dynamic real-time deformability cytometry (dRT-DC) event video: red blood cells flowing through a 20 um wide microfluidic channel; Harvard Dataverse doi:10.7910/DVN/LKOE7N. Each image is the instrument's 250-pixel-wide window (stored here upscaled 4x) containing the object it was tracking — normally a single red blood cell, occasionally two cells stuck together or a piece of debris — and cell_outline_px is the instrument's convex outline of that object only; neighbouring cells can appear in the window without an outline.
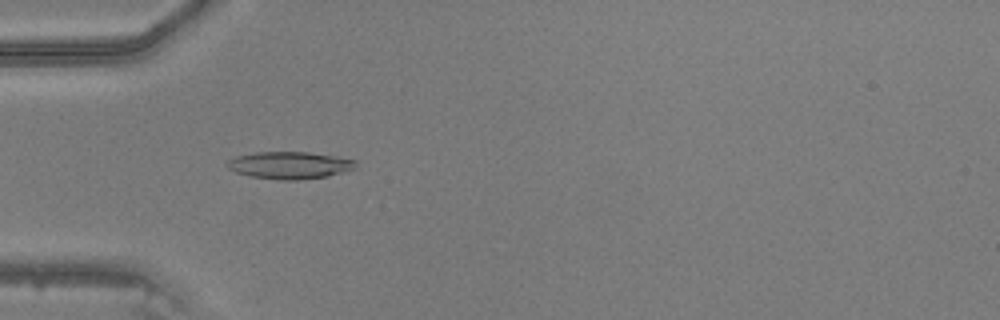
{"species": "common noctule bat (a hibernating species)", "species_latin": "Nyctalus noctula", "temperature_condition": "warm", "stored_images_in_passage": 25, "camera_frame_rate_fps": 3000, "um_per_image_px": 0.085, "animal": {"sex": "male", "body_mass_g": 20.5, "forearm_length_mm": 52.5}, "frame": {"image": 1, "passage_image": 10, "time_ms": 3.0, "image_size_px": [1000, 320], "cell_outline_px": [[356, 168], [344, 172], [328, 176], [296, 180], [280, 180], [252, 176], [236, 172], [228, 168], [224, 164], [228, 160], [236, 156], [256, 152], [308, 152], [336, 156], [356, 160]], "centroid_in_image_um": [24.63, 14.04], "position_along_channel_um": 60.4, "area_um2": 20.4}}
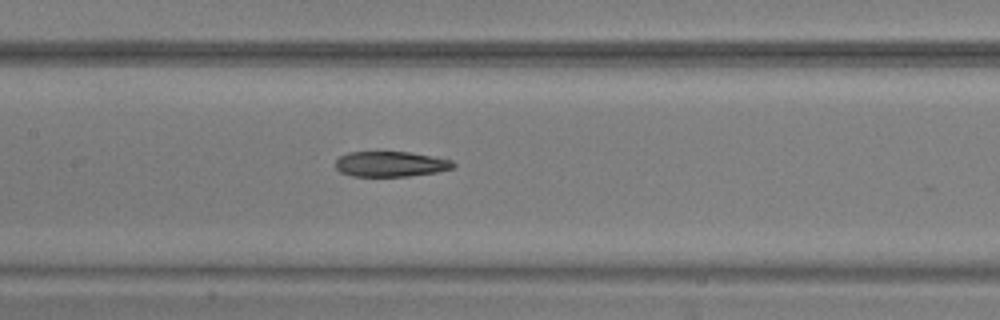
{"frame": {"image": 2, "passage_image": 18, "time_ms": 5.667, "image_size_px": [1000, 320], "cell_outline_px": [[456, 164], [452, 168], [436, 172], [408, 176], [352, 176], [340, 172], [336, 168], [336, 160], [340, 156], [348, 152], [408, 152], [452, 160]], "centroid_in_image_um": [33.18, 13.94], "position_along_channel_um": 174.2, "area_um2": 17.22}}
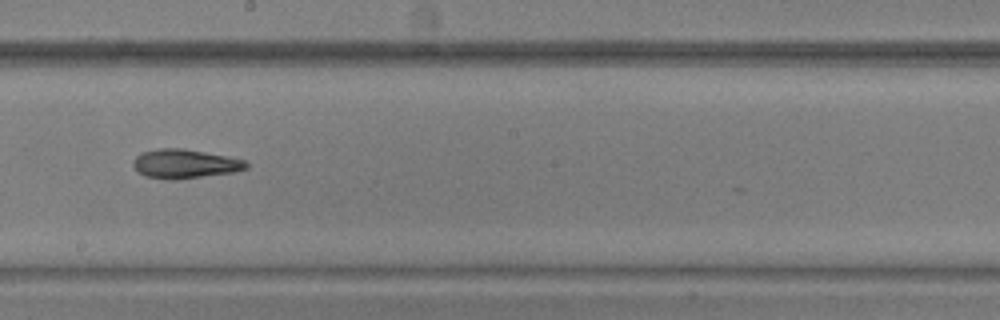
{"frame": {"image": 3, "passage_image": 22, "time_ms": 7.0, "image_size_px": [1000, 320], "cell_outline_px": [[248, 168], [236, 172], [176, 180], [172, 180], [144, 176], [132, 164], [132, 160], [140, 152], [160, 148], [184, 148], [228, 156], [244, 160], [248, 164]], "centroid_in_image_um": [15.72, 13.92], "position_along_channel_um": 232.5, "area_um2": 19.36}}